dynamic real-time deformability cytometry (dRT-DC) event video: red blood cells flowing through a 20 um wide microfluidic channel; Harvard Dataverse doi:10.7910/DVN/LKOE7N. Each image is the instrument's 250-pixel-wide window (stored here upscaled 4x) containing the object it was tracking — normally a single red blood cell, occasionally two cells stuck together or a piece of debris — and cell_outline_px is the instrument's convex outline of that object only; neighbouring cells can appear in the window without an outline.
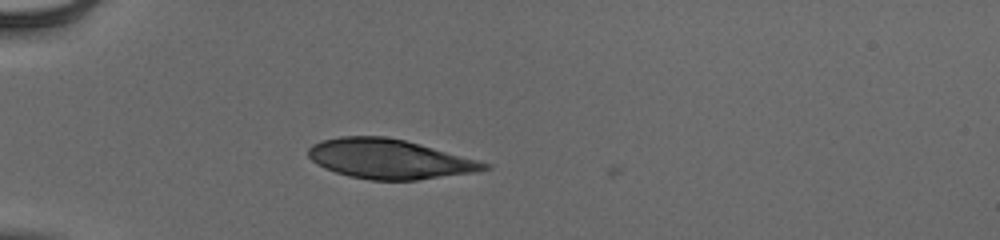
{"species": "human", "species_latin": "Homo sapiens", "temperature_condition": "cold", "stored_images_in_passage": 38, "camera_frame_rate_fps": 3000, "um_per_image_px": 0.085, "donor": {"sex": "male"}, "frame": {"image": 1, "passage_image": 1, "time_ms": 0.0, "image_size_px": [1000, 240], "cell_outline_px": [[492, 168], [476, 172], [416, 180], [368, 180], [348, 176], [324, 168], [316, 164], [308, 156], [308, 148], [312, 144], [324, 140], [340, 136], [384, 136], [404, 140], [420, 144], [492, 164]], "centroid_in_image_um": [33.09, 13.52], "position_along_channel_um": 51.9, "area_um2": 40.58}}
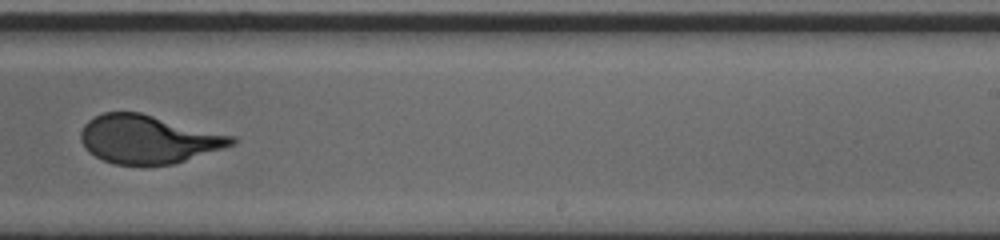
{"frame": {"image": 2, "passage_image": 20, "time_ms": 6.333, "image_size_px": [1000, 240], "cell_outline_px": [[236, 144], [224, 148], [172, 164], [112, 164], [88, 152], [84, 148], [80, 140], [80, 132], [84, 124], [88, 120], [104, 112], [140, 112], [236, 136]], "centroid_in_image_um": [12.59, 11.82], "position_along_channel_um": 276.4, "area_um2": 42.48}}
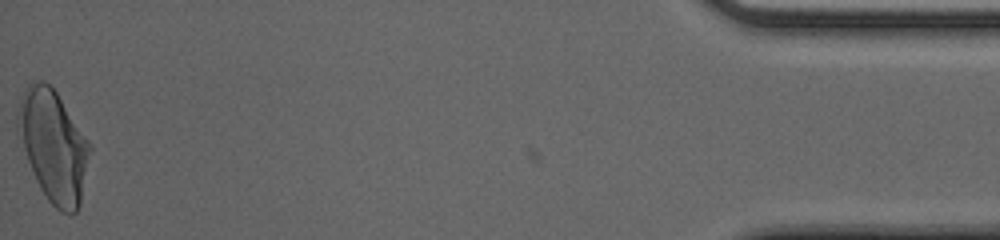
{"frame": {"image": 3, "passage_image": 38, "time_ms": 12.333, "image_size_px": [1000, 240], "cell_outline_px": [[92, 148], [80, 204], [76, 212], [72, 216], [60, 212], [48, 200], [40, 188], [36, 180], [28, 160], [16, 128], [16, 120], [20, 104], [24, 92], [28, 84], [32, 80], [44, 80], [56, 92], [88, 140]], "centroid_in_image_um": [4.55, 12.43], "position_along_channel_um": 430.6, "area_um2": 46.36}, "authors_computed_cell_mechanics": {"area_um2": 43.3789, "velocity_mm_per_s": 3.9248, "shape_relaxation_time_tau1_ms": 4.4712, "shape_relaxation_time_tau2_ms": null, "deformation_change_tau1": 0.1986, "deformation_change_tau2": null}}